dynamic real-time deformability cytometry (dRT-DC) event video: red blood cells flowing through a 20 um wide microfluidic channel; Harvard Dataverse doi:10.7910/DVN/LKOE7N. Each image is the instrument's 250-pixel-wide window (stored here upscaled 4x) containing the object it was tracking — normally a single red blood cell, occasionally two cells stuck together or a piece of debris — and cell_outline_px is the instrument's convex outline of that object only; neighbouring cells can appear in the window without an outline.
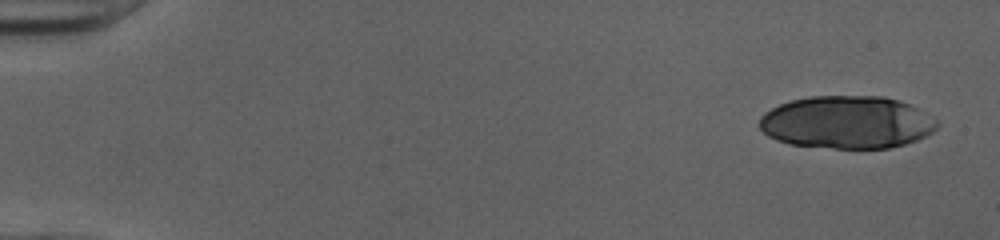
{"species": "human", "species_latin": "Homo sapiens", "temperature_condition": "cold", "stored_images_in_passage": 18, "camera_frame_rate_fps": 3000, "um_per_image_px": 0.085, "donor": {"sex": "female"}, "frame": {"image": 1, "passage_image": 1, "time_ms": 0.0, "image_size_px": [1000, 240], "cell_outline_px": [[940, 124], [932, 132], [916, 140], [904, 144], [888, 148], [832, 148], [788, 144], [776, 140], [768, 136], [760, 128], [760, 116], [764, 112], [788, 100], [808, 96], [880, 96], [900, 100], [916, 108], [936, 120]], "centroid_in_image_um": [71.95, 10.39], "position_along_channel_um": 13.1, "area_um2": 54.56}}
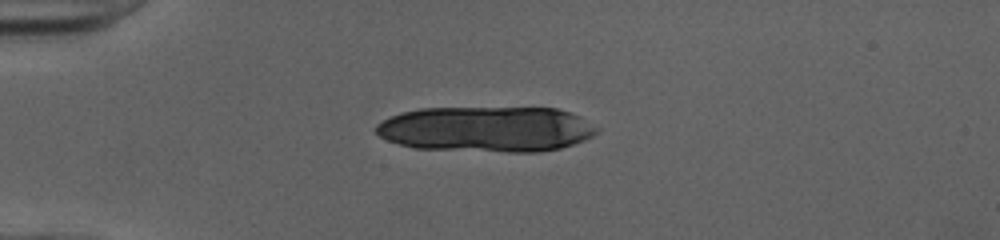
{"frame": {"image": 2, "passage_image": 12, "time_ms": 3.667, "image_size_px": [1000, 240], "cell_outline_px": [[600, 128], [592, 136], [584, 140], [560, 148], [540, 152], [508, 152], [416, 148], [400, 144], [388, 140], [380, 136], [376, 132], [376, 124], [400, 112], [420, 108], [556, 108], [568, 112]], "centroid_in_image_um": [41.34, 10.98], "position_along_channel_um": 43.7, "area_um2": 58.38}}